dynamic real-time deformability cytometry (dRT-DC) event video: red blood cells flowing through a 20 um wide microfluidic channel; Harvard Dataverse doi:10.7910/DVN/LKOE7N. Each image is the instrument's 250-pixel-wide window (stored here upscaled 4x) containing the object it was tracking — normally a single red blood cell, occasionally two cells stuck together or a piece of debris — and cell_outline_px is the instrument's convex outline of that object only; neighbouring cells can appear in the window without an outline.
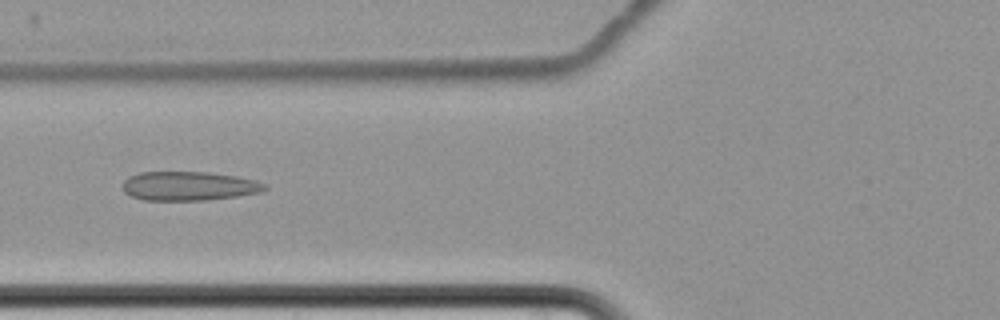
{"species": "common noctule bat (a hibernating species)", "species_latin": "Nyctalus noctula", "temperature_condition": "cold", "stored_images_in_passage": 8, "camera_frame_rate_fps": 3000, "um_per_image_px": 0.085, "animal": {"sex": "female", "body_mass_g": 22.7, "forearm_length_mm": 54.2}, "frame": {"image": 1, "passage_image": 7, "time_ms": 7.333, "image_size_px": [1000, 320], "cell_outline_px": [[268, 188], [260, 192], [240, 196], [208, 200], [144, 200], [132, 196], [124, 192], [124, 180], [128, 176], [140, 172], [208, 172], [236, 176], [256, 180], [268, 184]], "centroid_in_image_um": [16.1, 15.81], "position_along_channel_um": 109.7, "area_um2": 24.22}}
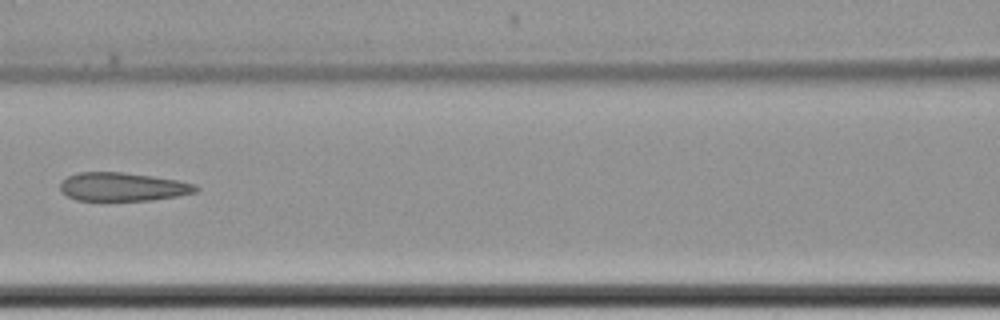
{"frame": {"image": 2, "passage_image": 8, "time_ms": 8.667, "image_size_px": [1000, 320], "cell_outline_px": [[200, 188], [196, 192], [176, 196], [152, 200], [76, 200], [60, 192], [60, 180], [68, 176], [80, 172], [124, 172], [152, 176], [176, 180], [192, 184]], "centroid_in_image_um": [10.38, 15.87], "position_along_channel_um": 156.2, "area_um2": 22.43}}